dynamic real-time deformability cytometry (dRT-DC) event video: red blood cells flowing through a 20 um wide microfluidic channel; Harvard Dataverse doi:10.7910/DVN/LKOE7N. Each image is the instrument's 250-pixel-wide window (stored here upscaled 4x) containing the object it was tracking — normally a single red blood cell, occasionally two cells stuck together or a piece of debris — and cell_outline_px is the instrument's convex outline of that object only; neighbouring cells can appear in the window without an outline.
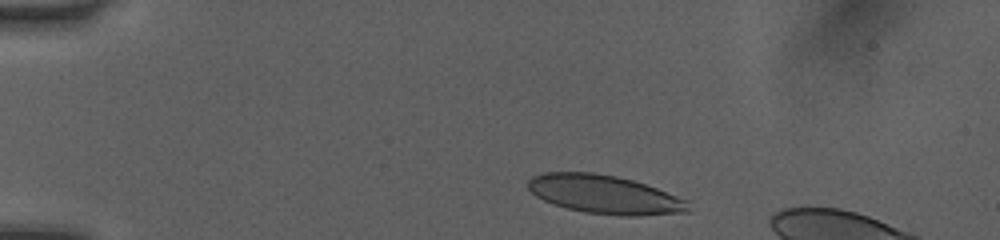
{"species": "human", "species_latin": "Homo sapiens", "temperature_condition": "room temperature", "stored_images_in_passage": 39, "camera_frame_rate_fps": 3000, "um_per_image_px": 0.085, "donor": {"sex": "female"}, "frame": {"image": 1, "passage_image": 1, "time_ms": 0.0, "image_size_px": [1000, 240], "cell_outline_px": [[688, 212], [640, 216], [620, 216], [584, 212], [568, 208], [544, 200], [536, 196], [528, 188], [528, 180], [532, 176], [544, 172], [592, 172], [616, 176], [632, 180], [656, 188], [688, 200]], "centroid_in_image_um": [51.39, 16.53], "position_along_channel_um": 33.6, "area_um2": 35.89}}
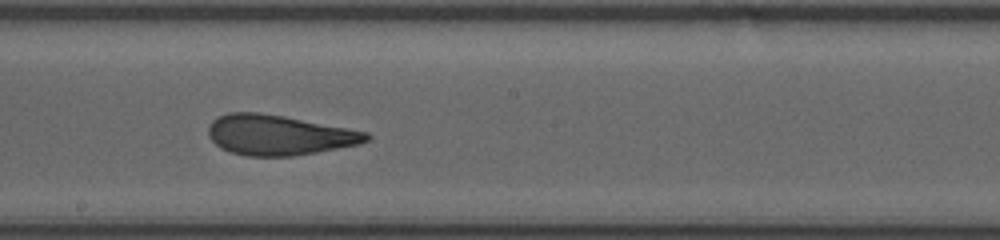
{"frame": {"image": 2, "passage_image": 20, "time_ms": 6.333, "image_size_px": [1000, 240], "cell_outline_px": [[372, 136], [368, 140], [360, 144], [316, 152], [292, 156], [248, 156], [228, 152], [220, 148], [208, 136], [208, 128], [212, 120], [228, 112], [256, 112], [284, 116], [348, 128], [368, 132]], "centroid_in_image_um": [23.69, 11.48], "position_along_channel_um": 224.5, "area_um2": 36.99}}
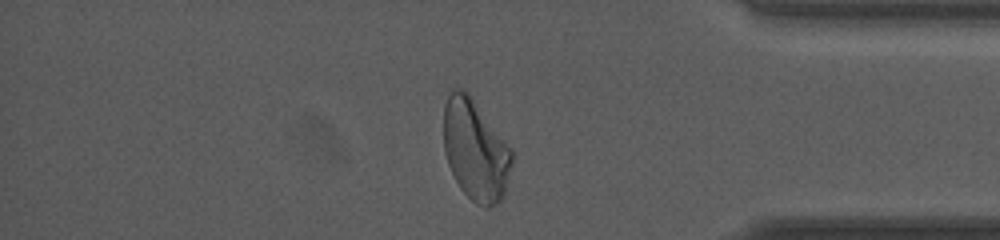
{"frame": {"image": 3, "passage_image": 34, "time_ms": 11.0, "image_size_px": [1000, 240], "cell_outline_px": [[512, 160], [504, 196], [496, 204], [488, 208], [484, 208], [476, 204], [460, 188], [448, 164], [444, 152], [444, 104], [452, 88], [460, 88], [468, 92], [512, 148]], "centroid_in_image_um": [40.41, 12.75], "position_along_channel_um": 394.8, "area_um2": 40.17}}